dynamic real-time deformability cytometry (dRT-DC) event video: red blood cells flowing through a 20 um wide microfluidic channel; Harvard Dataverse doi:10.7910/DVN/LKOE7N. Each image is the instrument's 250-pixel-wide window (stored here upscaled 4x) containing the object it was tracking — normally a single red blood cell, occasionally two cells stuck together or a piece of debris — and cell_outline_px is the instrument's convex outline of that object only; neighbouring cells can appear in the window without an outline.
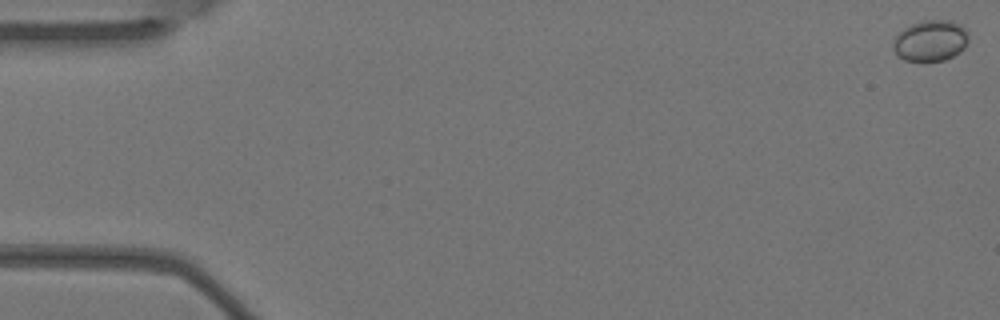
{"species": "Egyptian fruit bat (a non-hibernating species)", "species_latin": "Rousettus aegyptiacus", "temperature_condition": "warm", "stored_images_in_passage": 5, "camera_frame_rate_fps": 3000, "um_per_image_px": 0.085, "animal": {"sex": "female"}, "frame": {"image": 1, "passage_image": 1, "time_ms": 0.0, "image_size_px": [1000, 320], "cell_outline_px": [[968, 40], [964, 48], [960, 52], [944, 60], [904, 60], [896, 56], [892, 48], [892, 44], [896, 32], [920, 20], [952, 20], [960, 24], [968, 32]], "centroid_in_image_um": [79.06, 3.44], "position_along_channel_um": 5.9, "area_um2": 18.26}}
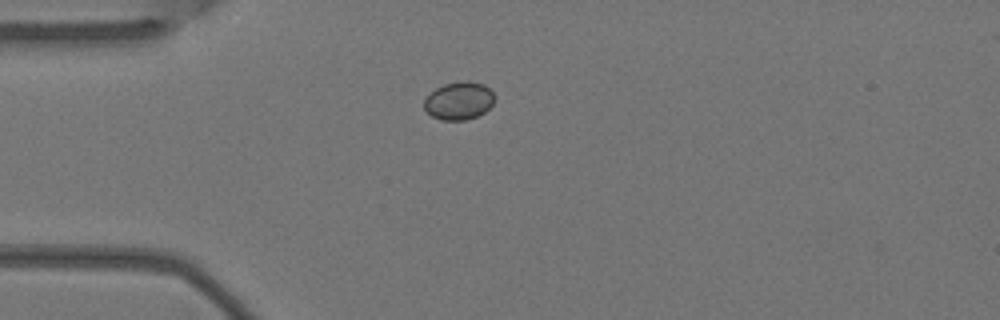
{"frame": {"image": 2, "passage_image": 5, "time_ms": 1.333, "image_size_px": [1000, 320], "cell_outline_px": [[496, 96], [492, 104], [484, 112], [476, 116], [464, 120], [440, 120], [432, 116], [424, 108], [424, 100], [436, 88], [444, 84], [468, 80], [484, 84]], "centroid_in_image_um": [39.02, 8.56], "position_along_channel_um": 46.0, "area_um2": 15.43}}